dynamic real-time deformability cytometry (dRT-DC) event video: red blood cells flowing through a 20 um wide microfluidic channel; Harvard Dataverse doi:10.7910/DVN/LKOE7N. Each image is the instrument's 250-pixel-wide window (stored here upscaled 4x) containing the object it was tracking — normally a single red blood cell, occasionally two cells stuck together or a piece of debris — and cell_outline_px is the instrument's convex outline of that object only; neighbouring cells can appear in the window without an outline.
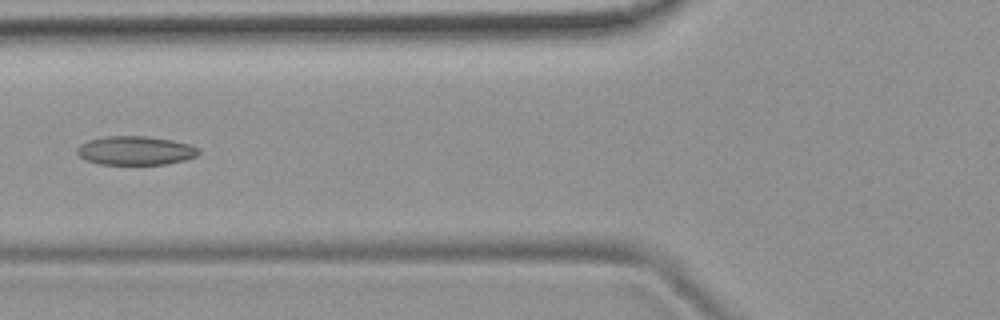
{"species": "common noctule bat (a hibernating species)", "species_latin": "Nyctalus noctula", "temperature_condition": "room temperature", "stored_images_in_passage": 4, "camera_frame_rate_fps": 3000, "um_per_image_px": 0.085, "animal": {"sex": "female", "body_mass_g": 19.9}, "frame": {"image": 1, "passage_image": 4, "time_ms": 3.333, "image_size_px": [1000, 320], "cell_outline_px": [[200, 152], [196, 156], [184, 160], [164, 164], [100, 164], [84, 160], [76, 152], [76, 148], [80, 144], [88, 140], [104, 136], [144, 136], [172, 140], [188, 144], [196, 148]], "centroid_in_image_um": [11.45, 12.79], "position_along_channel_um": 114.3, "area_um2": 20.35}}